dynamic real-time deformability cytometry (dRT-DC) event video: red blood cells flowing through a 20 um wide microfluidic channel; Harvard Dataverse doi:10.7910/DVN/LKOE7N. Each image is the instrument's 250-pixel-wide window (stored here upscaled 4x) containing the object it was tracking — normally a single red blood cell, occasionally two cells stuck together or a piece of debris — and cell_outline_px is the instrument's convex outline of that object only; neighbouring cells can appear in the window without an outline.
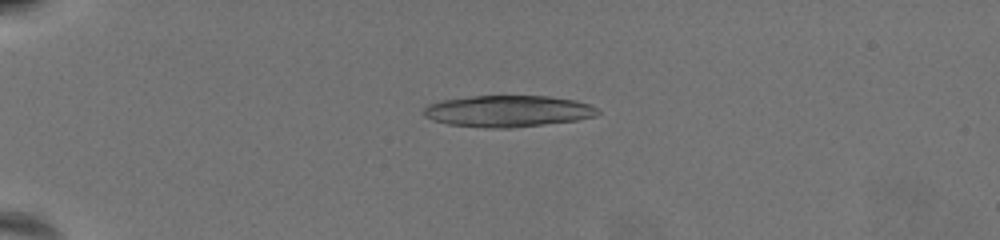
{"species": "common noctule bat (a hibernating species)", "species_latin": "Nyctalus noctula", "temperature_condition": "warm", "stored_images_in_passage": 34, "camera_frame_rate_fps": 3000, "um_per_image_px": 0.085, "animal": {"sex": "female", "body_mass_g": 19.5, "forearm_length_mm": 54.1}, "frame": {"image": 1, "passage_image": 17, "time_ms": 5.333, "image_size_px": [1000, 240], "cell_outline_px": [[600, 112], [596, 116], [576, 120], [512, 128], [484, 128], [448, 124], [432, 120], [424, 116], [424, 108], [428, 104], [444, 100], [472, 96], [548, 96], [576, 100], [588, 104], [596, 108]], "centroid_in_image_um": [43.16, 9.45], "position_along_channel_um": 41.8, "area_um2": 31.91}}